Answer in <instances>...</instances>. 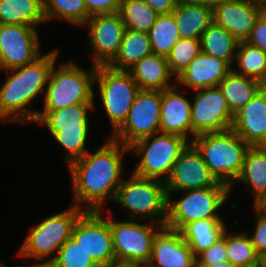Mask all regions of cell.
Returning a JSON list of instances; mask_svg holds the SVG:
<instances>
[{
	"instance_id": "1",
	"label": "cell",
	"mask_w": 266,
	"mask_h": 267,
	"mask_svg": "<svg viewBox=\"0 0 266 267\" xmlns=\"http://www.w3.org/2000/svg\"><path fill=\"white\" fill-rule=\"evenodd\" d=\"M95 150L70 163L73 205L85 211H102L106 201L114 202L123 181V155L129 147L110 136ZM83 204V205H82ZM85 208V209H84Z\"/></svg>"
},
{
	"instance_id": "2",
	"label": "cell",
	"mask_w": 266,
	"mask_h": 267,
	"mask_svg": "<svg viewBox=\"0 0 266 267\" xmlns=\"http://www.w3.org/2000/svg\"><path fill=\"white\" fill-rule=\"evenodd\" d=\"M59 49H53L23 67L7 70L0 86V122L35 123L39 110L30 109L37 96L45 94L49 73L57 62Z\"/></svg>"
},
{
	"instance_id": "3",
	"label": "cell",
	"mask_w": 266,
	"mask_h": 267,
	"mask_svg": "<svg viewBox=\"0 0 266 267\" xmlns=\"http://www.w3.org/2000/svg\"><path fill=\"white\" fill-rule=\"evenodd\" d=\"M215 179L230 188L239 176L249 145L232 129L197 135L191 142Z\"/></svg>"
},
{
	"instance_id": "4",
	"label": "cell",
	"mask_w": 266,
	"mask_h": 267,
	"mask_svg": "<svg viewBox=\"0 0 266 267\" xmlns=\"http://www.w3.org/2000/svg\"><path fill=\"white\" fill-rule=\"evenodd\" d=\"M97 66L89 71L69 61L56 67L54 63L44 94L43 110H59L75 104H95L93 88Z\"/></svg>"
},
{
	"instance_id": "5",
	"label": "cell",
	"mask_w": 266,
	"mask_h": 267,
	"mask_svg": "<svg viewBox=\"0 0 266 267\" xmlns=\"http://www.w3.org/2000/svg\"><path fill=\"white\" fill-rule=\"evenodd\" d=\"M114 202L129 211V218L165 226L167 218V194L165 183L143 178L132 173L122 181ZM137 216V217H136Z\"/></svg>"
},
{
	"instance_id": "6",
	"label": "cell",
	"mask_w": 266,
	"mask_h": 267,
	"mask_svg": "<svg viewBox=\"0 0 266 267\" xmlns=\"http://www.w3.org/2000/svg\"><path fill=\"white\" fill-rule=\"evenodd\" d=\"M84 211L72 204L68 209L38 222L35 227L30 228L16 255L50 263L61 246L72 236L73 226Z\"/></svg>"
},
{
	"instance_id": "7",
	"label": "cell",
	"mask_w": 266,
	"mask_h": 267,
	"mask_svg": "<svg viewBox=\"0 0 266 267\" xmlns=\"http://www.w3.org/2000/svg\"><path fill=\"white\" fill-rule=\"evenodd\" d=\"M190 142L180 136L156 133L129 146L130 153L141 155L133 174L165 183L174 163Z\"/></svg>"
},
{
	"instance_id": "8",
	"label": "cell",
	"mask_w": 266,
	"mask_h": 267,
	"mask_svg": "<svg viewBox=\"0 0 266 267\" xmlns=\"http://www.w3.org/2000/svg\"><path fill=\"white\" fill-rule=\"evenodd\" d=\"M183 197L177 200L167 198V218L165 226L181 231L188 223L207 218H223L218 215L221 207L229 199L230 188L225 184H215L202 189L180 191Z\"/></svg>"
},
{
	"instance_id": "9",
	"label": "cell",
	"mask_w": 266,
	"mask_h": 267,
	"mask_svg": "<svg viewBox=\"0 0 266 267\" xmlns=\"http://www.w3.org/2000/svg\"><path fill=\"white\" fill-rule=\"evenodd\" d=\"M112 214L110 211V230L116 262L138 267L146 265L152 254L153 239L163 225L143 220L119 221Z\"/></svg>"
},
{
	"instance_id": "10",
	"label": "cell",
	"mask_w": 266,
	"mask_h": 267,
	"mask_svg": "<svg viewBox=\"0 0 266 267\" xmlns=\"http://www.w3.org/2000/svg\"><path fill=\"white\" fill-rule=\"evenodd\" d=\"M98 85L102 107L112 124L114 134L126 121L134 98L140 90L128 71L97 66L94 84Z\"/></svg>"
},
{
	"instance_id": "11",
	"label": "cell",
	"mask_w": 266,
	"mask_h": 267,
	"mask_svg": "<svg viewBox=\"0 0 266 267\" xmlns=\"http://www.w3.org/2000/svg\"><path fill=\"white\" fill-rule=\"evenodd\" d=\"M161 98L160 90H139L126 121L110 137L129 147L139 139L159 133Z\"/></svg>"
},
{
	"instance_id": "12",
	"label": "cell",
	"mask_w": 266,
	"mask_h": 267,
	"mask_svg": "<svg viewBox=\"0 0 266 267\" xmlns=\"http://www.w3.org/2000/svg\"><path fill=\"white\" fill-rule=\"evenodd\" d=\"M110 210L109 207L107 211H84L72 229V237L100 267L116 263L110 230ZM104 211L108 214H103Z\"/></svg>"
},
{
	"instance_id": "13",
	"label": "cell",
	"mask_w": 266,
	"mask_h": 267,
	"mask_svg": "<svg viewBox=\"0 0 266 267\" xmlns=\"http://www.w3.org/2000/svg\"><path fill=\"white\" fill-rule=\"evenodd\" d=\"M194 92L191 100L192 140L200 134L231 129L234 115L219 87L201 88Z\"/></svg>"
},
{
	"instance_id": "14",
	"label": "cell",
	"mask_w": 266,
	"mask_h": 267,
	"mask_svg": "<svg viewBox=\"0 0 266 267\" xmlns=\"http://www.w3.org/2000/svg\"><path fill=\"white\" fill-rule=\"evenodd\" d=\"M36 27L0 25V70L23 67L41 56Z\"/></svg>"
},
{
	"instance_id": "15",
	"label": "cell",
	"mask_w": 266,
	"mask_h": 267,
	"mask_svg": "<svg viewBox=\"0 0 266 267\" xmlns=\"http://www.w3.org/2000/svg\"><path fill=\"white\" fill-rule=\"evenodd\" d=\"M82 27L88 32L92 65L107 66L118 53L126 30L120 14L92 15Z\"/></svg>"
},
{
	"instance_id": "16",
	"label": "cell",
	"mask_w": 266,
	"mask_h": 267,
	"mask_svg": "<svg viewBox=\"0 0 266 267\" xmlns=\"http://www.w3.org/2000/svg\"><path fill=\"white\" fill-rule=\"evenodd\" d=\"M218 182L205 164L201 153L190 143L174 163L168 179L165 181L167 198L175 192L202 189Z\"/></svg>"
},
{
	"instance_id": "17",
	"label": "cell",
	"mask_w": 266,
	"mask_h": 267,
	"mask_svg": "<svg viewBox=\"0 0 266 267\" xmlns=\"http://www.w3.org/2000/svg\"><path fill=\"white\" fill-rule=\"evenodd\" d=\"M196 256L181 231L163 226L155 235L147 267H194Z\"/></svg>"
},
{
	"instance_id": "18",
	"label": "cell",
	"mask_w": 266,
	"mask_h": 267,
	"mask_svg": "<svg viewBox=\"0 0 266 267\" xmlns=\"http://www.w3.org/2000/svg\"><path fill=\"white\" fill-rule=\"evenodd\" d=\"M182 92V93H180ZM175 85L162 91L160 133L173 134L192 142V102Z\"/></svg>"
},
{
	"instance_id": "19",
	"label": "cell",
	"mask_w": 266,
	"mask_h": 267,
	"mask_svg": "<svg viewBox=\"0 0 266 267\" xmlns=\"http://www.w3.org/2000/svg\"><path fill=\"white\" fill-rule=\"evenodd\" d=\"M231 129L249 146H266V86L234 114Z\"/></svg>"
},
{
	"instance_id": "20",
	"label": "cell",
	"mask_w": 266,
	"mask_h": 267,
	"mask_svg": "<svg viewBox=\"0 0 266 267\" xmlns=\"http://www.w3.org/2000/svg\"><path fill=\"white\" fill-rule=\"evenodd\" d=\"M257 19V1L228 0L213 10V22L230 32L239 42L250 37Z\"/></svg>"
},
{
	"instance_id": "21",
	"label": "cell",
	"mask_w": 266,
	"mask_h": 267,
	"mask_svg": "<svg viewBox=\"0 0 266 267\" xmlns=\"http://www.w3.org/2000/svg\"><path fill=\"white\" fill-rule=\"evenodd\" d=\"M231 70L227 62L201 52L175 77V85L190 90L216 87Z\"/></svg>"
},
{
	"instance_id": "22",
	"label": "cell",
	"mask_w": 266,
	"mask_h": 267,
	"mask_svg": "<svg viewBox=\"0 0 266 267\" xmlns=\"http://www.w3.org/2000/svg\"><path fill=\"white\" fill-rule=\"evenodd\" d=\"M140 90H166L175 86L167 57L151 53L128 70ZM171 79H173L171 81Z\"/></svg>"
},
{
	"instance_id": "23",
	"label": "cell",
	"mask_w": 266,
	"mask_h": 267,
	"mask_svg": "<svg viewBox=\"0 0 266 267\" xmlns=\"http://www.w3.org/2000/svg\"><path fill=\"white\" fill-rule=\"evenodd\" d=\"M95 104H75L59 110H39L35 123L48 131H90L88 112Z\"/></svg>"
},
{
	"instance_id": "24",
	"label": "cell",
	"mask_w": 266,
	"mask_h": 267,
	"mask_svg": "<svg viewBox=\"0 0 266 267\" xmlns=\"http://www.w3.org/2000/svg\"><path fill=\"white\" fill-rule=\"evenodd\" d=\"M180 38L200 39L213 23V10L206 6L179 0L172 12Z\"/></svg>"
},
{
	"instance_id": "25",
	"label": "cell",
	"mask_w": 266,
	"mask_h": 267,
	"mask_svg": "<svg viewBox=\"0 0 266 267\" xmlns=\"http://www.w3.org/2000/svg\"><path fill=\"white\" fill-rule=\"evenodd\" d=\"M236 182L250 187L253 204L266 193V146H249Z\"/></svg>"
},
{
	"instance_id": "26",
	"label": "cell",
	"mask_w": 266,
	"mask_h": 267,
	"mask_svg": "<svg viewBox=\"0 0 266 267\" xmlns=\"http://www.w3.org/2000/svg\"><path fill=\"white\" fill-rule=\"evenodd\" d=\"M45 23L43 0H0V25L37 28Z\"/></svg>"
},
{
	"instance_id": "27",
	"label": "cell",
	"mask_w": 266,
	"mask_h": 267,
	"mask_svg": "<svg viewBox=\"0 0 266 267\" xmlns=\"http://www.w3.org/2000/svg\"><path fill=\"white\" fill-rule=\"evenodd\" d=\"M264 86L261 82L238 75L232 70L218 85L233 115L256 96Z\"/></svg>"
},
{
	"instance_id": "28",
	"label": "cell",
	"mask_w": 266,
	"mask_h": 267,
	"mask_svg": "<svg viewBox=\"0 0 266 267\" xmlns=\"http://www.w3.org/2000/svg\"><path fill=\"white\" fill-rule=\"evenodd\" d=\"M151 53L153 52L147 32L125 30L119 51L107 66L114 70L128 71Z\"/></svg>"
},
{
	"instance_id": "29",
	"label": "cell",
	"mask_w": 266,
	"mask_h": 267,
	"mask_svg": "<svg viewBox=\"0 0 266 267\" xmlns=\"http://www.w3.org/2000/svg\"><path fill=\"white\" fill-rule=\"evenodd\" d=\"M226 228L222 218H207L188 223L181 230V234L193 254L197 256L203 250L211 247L222 236Z\"/></svg>"
},
{
	"instance_id": "30",
	"label": "cell",
	"mask_w": 266,
	"mask_h": 267,
	"mask_svg": "<svg viewBox=\"0 0 266 267\" xmlns=\"http://www.w3.org/2000/svg\"><path fill=\"white\" fill-rule=\"evenodd\" d=\"M202 53L233 65L239 41L227 30L212 23L201 35Z\"/></svg>"
},
{
	"instance_id": "31",
	"label": "cell",
	"mask_w": 266,
	"mask_h": 267,
	"mask_svg": "<svg viewBox=\"0 0 266 267\" xmlns=\"http://www.w3.org/2000/svg\"><path fill=\"white\" fill-rule=\"evenodd\" d=\"M238 70L232 71L261 82L266 86V52L250 45L246 41L238 43L234 62Z\"/></svg>"
},
{
	"instance_id": "32",
	"label": "cell",
	"mask_w": 266,
	"mask_h": 267,
	"mask_svg": "<svg viewBox=\"0 0 266 267\" xmlns=\"http://www.w3.org/2000/svg\"><path fill=\"white\" fill-rule=\"evenodd\" d=\"M43 12L46 23L57 19L80 27L91 16L84 0H43Z\"/></svg>"
},
{
	"instance_id": "33",
	"label": "cell",
	"mask_w": 266,
	"mask_h": 267,
	"mask_svg": "<svg viewBox=\"0 0 266 267\" xmlns=\"http://www.w3.org/2000/svg\"><path fill=\"white\" fill-rule=\"evenodd\" d=\"M234 233L226 228L227 261L237 267H261V258L255 252L249 233Z\"/></svg>"
},
{
	"instance_id": "34",
	"label": "cell",
	"mask_w": 266,
	"mask_h": 267,
	"mask_svg": "<svg viewBox=\"0 0 266 267\" xmlns=\"http://www.w3.org/2000/svg\"><path fill=\"white\" fill-rule=\"evenodd\" d=\"M152 52L167 57L180 39L173 14L158 15L155 23L147 32Z\"/></svg>"
},
{
	"instance_id": "35",
	"label": "cell",
	"mask_w": 266,
	"mask_h": 267,
	"mask_svg": "<svg viewBox=\"0 0 266 267\" xmlns=\"http://www.w3.org/2000/svg\"><path fill=\"white\" fill-rule=\"evenodd\" d=\"M126 30L148 32L158 14L144 0H121L118 12Z\"/></svg>"
},
{
	"instance_id": "36",
	"label": "cell",
	"mask_w": 266,
	"mask_h": 267,
	"mask_svg": "<svg viewBox=\"0 0 266 267\" xmlns=\"http://www.w3.org/2000/svg\"><path fill=\"white\" fill-rule=\"evenodd\" d=\"M52 267H100L71 236L50 262Z\"/></svg>"
},
{
	"instance_id": "37",
	"label": "cell",
	"mask_w": 266,
	"mask_h": 267,
	"mask_svg": "<svg viewBox=\"0 0 266 267\" xmlns=\"http://www.w3.org/2000/svg\"><path fill=\"white\" fill-rule=\"evenodd\" d=\"M201 52L200 39L180 38L167 56L171 73L179 75Z\"/></svg>"
},
{
	"instance_id": "38",
	"label": "cell",
	"mask_w": 266,
	"mask_h": 267,
	"mask_svg": "<svg viewBox=\"0 0 266 267\" xmlns=\"http://www.w3.org/2000/svg\"><path fill=\"white\" fill-rule=\"evenodd\" d=\"M54 140L64 149L66 167L73 161L82 158L89 149L86 148L90 131H49Z\"/></svg>"
},
{
	"instance_id": "39",
	"label": "cell",
	"mask_w": 266,
	"mask_h": 267,
	"mask_svg": "<svg viewBox=\"0 0 266 267\" xmlns=\"http://www.w3.org/2000/svg\"><path fill=\"white\" fill-rule=\"evenodd\" d=\"M224 261H227L226 229L211 247L203 250L196 256V265L199 267H209Z\"/></svg>"
},
{
	"instance_id": "40",
	"label": "cell",
	"mask_w": 266,
	"mask_h": 267,
	"mask_svg": "<svg viewBox=\"0 0 266 267\" xmlns=\"http://www.w3.org/2000/svg\"><path fill=\"white\" fill-rule=\"evenodd\" d=\"M253 211L256 217L255 230L253 235L249 234L255 252L262 259L266 256V215L259 212L254 206Z\"/></svg>"
},
{
	"instance_id": "41",
	"label": "cell",
	"mask_w": 266,
	"mask_h": 267,
	"mask_svg": "<svg viewBox=\"0 0 266 267\" xmlns=\"http://www.w3.org/2000/svg\"><path fill=\"white\" fill-rule=\"evenodd\" d=\"M88 13L115 14L119 12L121 0H84Z\"/></svg>"
},
{
	"instance_id": "42",
	"label": "cell",
	"mask_w": 266,
	"mask_h": 267,
	"mask_svg": "<svg viewBox=\"0 0 266 267\" xmlns=\"http://www.w3.org/2000/svg\"><path fill=\"white\" fill-rule=\"evenodd\" d=\"M246 42L266 52V24L257 19Z\"/></svg>"
},
{
	"instance_id": "43",
	"label": "cell",
	"mask_w": 266,
	"mask_h": 267,
	"mask_svg": "<svg viewBox=\"0 0 266 267\" xmlns=\"http://www.w3.org/2000/svg\"><path fill=\"white\" fill-rule=\"evenodd\" d=\"M158 15L171 14L179 0H144Z\"/></svg>"
},
{
	"instance_id": "44",
	"label": "cell",
	"mask_w": 266,
	"mask_h": 267,
	"mask_svg": "<svg viewBox=\"0 0 266 267\" xmlns=\"http://www.w3.org/2000/svg\"><path fill=\"white\" fill-rule=\"evenodd\" d=\"M193 4H199L214 10L216 7L222 5L224 2L228 0H183Z\"/></svg>"
},
{
	"instance_id": "45",
	"label": "cell",
	"mask_w": 266,
	"mask_h": 267,
	"mask_svg": "<svg viewBox=\"0 0 266 267\" xmlns=\"http://www.w3.org/2000/svg\"><path fill=\"white\" fill-rule=\"evenodd\" d=\"M258 19L266 24V0L257 2Z\"/></svg>"
},
{
	"instance_id": "46",
	"label": "cell",
	"mask_w": 266,
	"mask_h": 267,
	"mask_svg": "<svg viewBox=\"0 0 266 267\" xmlns=\"http://www.w3.org/2000/svg\"><path fill=\"white\" fill-rule=\"evenodd\" d=\"M253 206L262 214L266 215V193L256 201Z\"/></svg>"
},
{
	"instance_id": "47",
	"label": "cell",
	"mask_w": 266,
	"mask_h": 267,
	"mask_svg": "<svg viewBox=\"0 0 266 267\" xmlns=\"http://www.w3.org/2000/svg\"><path fill=\"white\" fill-rule=\"evenodd\" d=\"M15 267H52V265L50 263H41V262H38V263H35V264H32L30 266H27V265H16Z\"/></svg>"
},
{
	"instance_id": "48",
	"label": "cell",
	"mask_w": 266,
	"mask_h": 267,
	"mask_svg": "<svg viewBox=\"0 0 266 267\" xmlns=\"http://www.w3.org/2000/svg\"><path fill=\"white\" fill-rule=\"evenodd\" d=\"M103 267H138V266L133 265V264H126V263L116 262V263H113V264H110V265H107V266H103Z\"/></svg>"
},
{
	"instance_id": "49",
	"label": "cell",
	"mask_w": 266,
	"mask_h": 267,
	"mask_svg": "<svg viewBox=\"0 0 266 267\" xmlns=\"http://www.w3.org/2000/svg\"><path fill=\"white\" fill-rule=\"evenodd\" d=\"M209 267H237V266L231 264L228 261H224V262H221V263H216V264H214L212 266H209Z\"/></svg>"
},
{
	"instance_id": "50",
	"label": "cell",
	"mask_w": 266,
	"mask_h": 267,
	"mask_svg": "<svg viewBox=\"0 0 266 267\" xmlns=\"http://www.w3.org/2000/svg\"><path fill=\"white\" fill-rule=\"evenodd\" d=\"M261 267H266V256L261 259Z\"/></svg>"
},
{
	"instance_id": "51",
	"label": "cell",
	"mask_w": 266,
	"mask_h": 267,
	"mask_svg": "<svg viewBox=\"0 0 266 267\" xmlns=\"http://www.w3.org/2000/svg\"><path fill=\"white\" fill-rule=\"evenodd\" d=\"M0 267H7L3 262L0 264Z\"/></svg>"
}]
</instances>
